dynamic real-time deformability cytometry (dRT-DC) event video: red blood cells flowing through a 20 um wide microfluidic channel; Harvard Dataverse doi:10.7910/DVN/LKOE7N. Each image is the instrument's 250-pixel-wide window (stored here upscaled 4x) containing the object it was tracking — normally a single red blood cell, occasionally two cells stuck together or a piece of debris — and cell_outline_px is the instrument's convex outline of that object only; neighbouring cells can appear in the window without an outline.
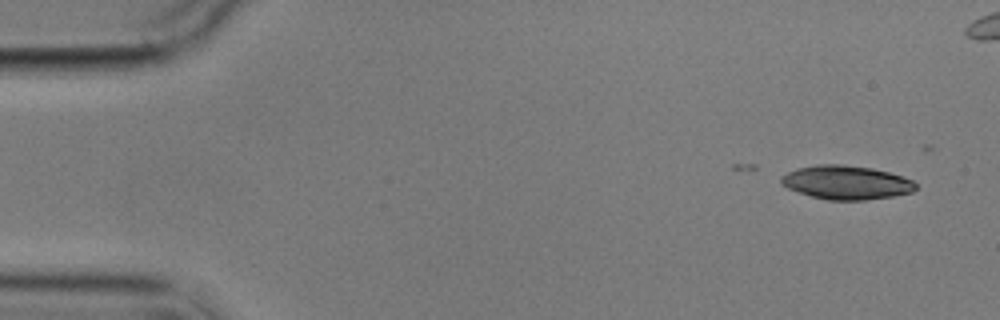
{"species": "common noctule bat (a hibernating species)", "species_latin": "Nyctalus noctula", "temperature_condition": "cold", "stored_images_in_passage": 8, "segment_of_instrument_passage": [1, 2], "camera_frame_rate_fps": 3000, "um_per_image_px": 0.085, "animal": {"sex": "male", "body_mass_g": 17.9}, "frame": {"image": 1, "passage_image": 1, "time_ms": 0.0, "image_size_px": [1000, 320], "cell_outline_px": [[916, 188], [912, 192], [892, 196], [864, 200], [828, 200], [812, 196], [788, 188], [780, 184], [780, 176], [796, 168], [816, 164], [844, 164], [872, 168], [888, 172], [912, 180], [916, 184]], "centroid_in_image_um": [71.9, 15.5], "position_along_channel_um": 13.1, "area_um2": 26.47}}
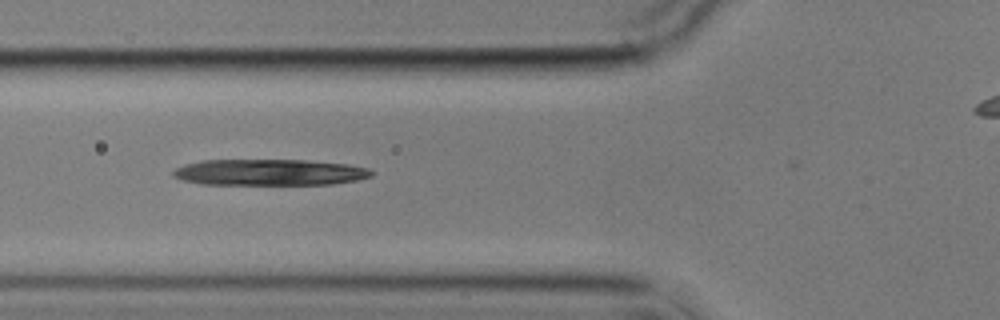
{"frame": {"image": 2, "passage_image": 6, "time_ms": 5.667, "image_size_px": [1000, 320], "cell_outline_px": [[372, 176], [356, 180], [332, 184], [200, 184], [184, 180], [172, 176], [172, 172], [176, 168], [184, 164], [204, 160], [308, 160], [348, 164], [368, 168], [372, 172]], "centroid_in_image_um": [22.9, 14.64], "position_along_channel_um": 102.9, "area_um2": 30.23}}
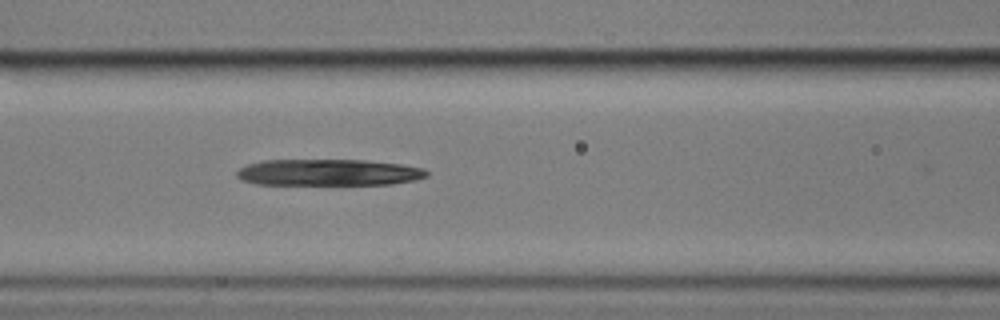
{"frame": {"image": 3, "passage_image": 7, "time_ms": 6.667, "image_size_px": [1000, 320], "cell_outline_px": [[428, 176], [416, 180], [392, 184], [256, 184], [240, 180], [236, 176], [236, 172], [240, 168], [248, 164], [260, 160], [364, 160], [400, 164], [424, 168], [428, 172]], "centroid_in_image_um": [27.91, 14.65], "position_along_channel_um": 138.7, "area_um2": 29.36}}